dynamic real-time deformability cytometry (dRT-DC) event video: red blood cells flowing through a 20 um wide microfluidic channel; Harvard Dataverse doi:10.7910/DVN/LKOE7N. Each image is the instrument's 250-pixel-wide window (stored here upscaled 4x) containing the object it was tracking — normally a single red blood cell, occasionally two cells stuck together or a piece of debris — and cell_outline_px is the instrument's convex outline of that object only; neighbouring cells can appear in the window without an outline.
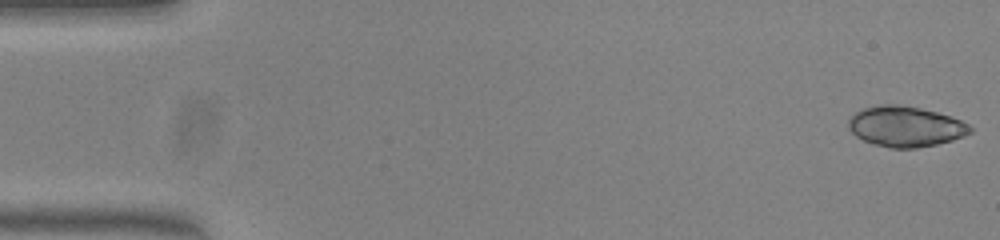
{"species": "common noctule bat (a hibernating species)", "species_latin": "Nyctalus noctula", "temperature_condition": "warm", "stored_images_in_passage": 15, "camera_frame_rate_fps": 3000, "um_per_image_px": 0.085, "animal": {"sex": "female", "body_mass_g": 23.0, "forearm_length_mm": 53.4}, "frame": {"image": 1, "passage_image": 1, "time_ms": 0.0, "image_size_px": [1000, 240], "cell_outline_px": [[972, 132], [964, 136], [952, 140], [936, 144], [916, 148], [892, 148], [876, 144], [864, 140], [856, 136], [848, 128], [848, 120], [856, 112], [864, 108], [880, 104], [896, 104], [920, 108], [936, 112], [960, 120], [968, 124], [972, 128]], "centroid_in_image_um": [76.96, 10.75], "position_along_channel_um": 8.0, "area_um2": 28.44}}
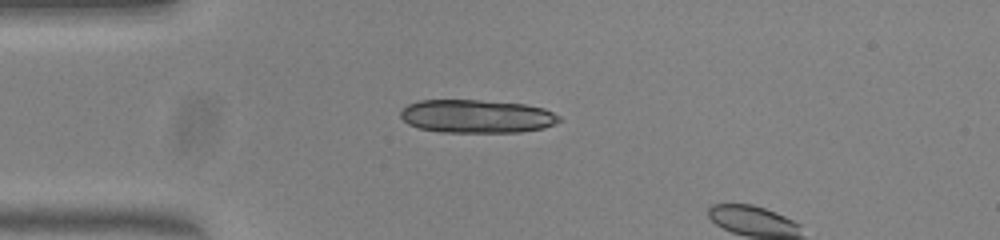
{"frame": {"image": 2, "passage_image": 13, "time_ms": 4.0, "image_size_px": [1000, 240], "cell_outline_px": [[564, 120], [544, 128], [520, 132], [440, 132], [420, 128], [408, 124], [400, 116], [400, 112], [408, 104], [420, 100], [480, 100], [524, 104], [544, 108], [560, 116]], "centroid_in_image_um": [40.55, 9.89], "position_along_channel_um": 44.5, "area_um2": 30.87}}